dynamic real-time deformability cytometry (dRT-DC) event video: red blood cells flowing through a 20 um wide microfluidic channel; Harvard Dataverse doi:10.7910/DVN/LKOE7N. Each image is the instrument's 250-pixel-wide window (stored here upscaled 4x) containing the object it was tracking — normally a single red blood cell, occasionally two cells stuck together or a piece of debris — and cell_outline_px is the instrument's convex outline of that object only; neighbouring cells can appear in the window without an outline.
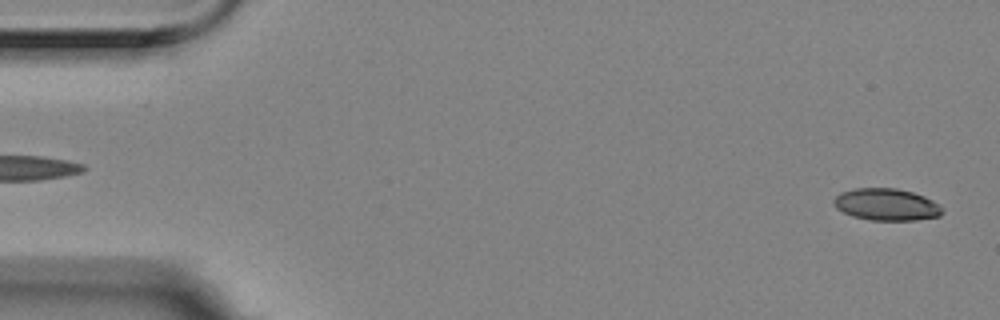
{"species": "Egyptian fruit bat (a non-hibernating species)", "species_latin": "Rousettus aegyptiacus", "temperature_condition": "room temperature", "stored_images_in_passage": 5, "camera_frame_rate_fps": 3000, "um_per_image_px": 0.085, "animal": {"sex": "female"}, "frame": {"image": 1, "passage_image": 1, "time_ms": 0.0, "image_size_px": [1000, 320], "cell_outline_px": [[944, 212], [940, 216], [916, 220], [872, 220], [852, 216], [836, 208], [832, 204], [832, 200], [840, 192], [856, 188], [896, 188], [912, 192], [924, 196], [940, 204], [944, 208]], "centroid_in_image_um": [75.36, 17.38], "position_along_channel_um": 9.6, "area_um2": 20.4}}
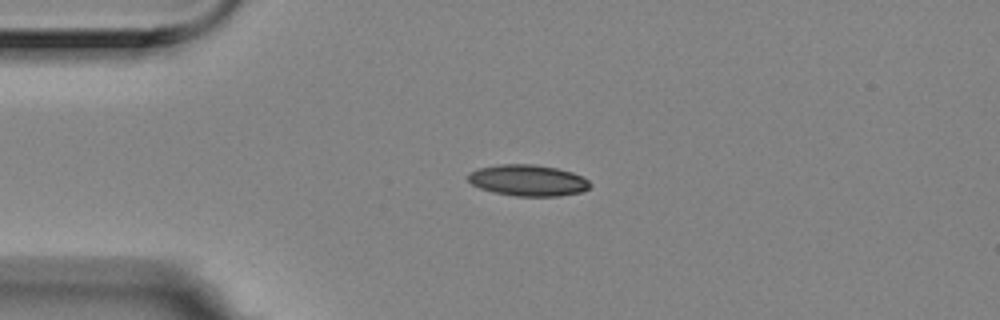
{"frame": {"image": 2, "passage_image": 4, "time_ms": 1.0, "image_size_px": [1000, 320], "cell_outline_px": [[592, 184], [588, 188], [580, 192], [560, 196], [516, 196], [492, 192], [480, 188], [472, 184], [468, 180], [468, 172], [480, 168], [500, 164], [532, 164], [556, 168], [572, 172], [588, 180]], "centroid_in_image_um": [44.86, 15.33], "position_along_channel_um": 40.1, "area_um2": 22.14}}